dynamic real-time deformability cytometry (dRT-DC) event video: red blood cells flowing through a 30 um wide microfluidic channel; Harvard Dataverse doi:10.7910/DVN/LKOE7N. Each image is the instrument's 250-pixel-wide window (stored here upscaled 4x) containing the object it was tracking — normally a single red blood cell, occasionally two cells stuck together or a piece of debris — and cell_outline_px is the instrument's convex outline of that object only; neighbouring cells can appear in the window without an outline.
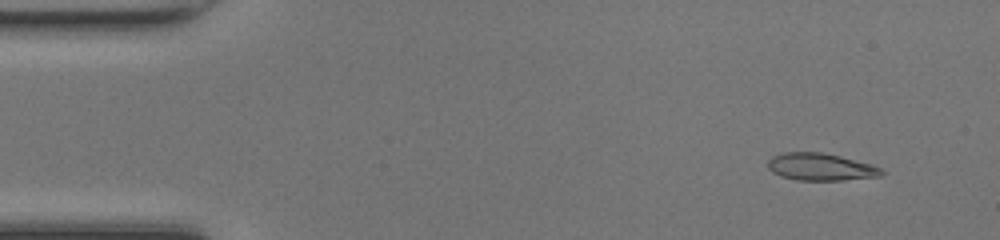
{"species": "common noctule bat (a hibernating species)", "species_latin": "Nyctalus noctula", "temperature_condition": "room temperature", "stored_images_in_passage": 48, "camera_frame_rate_fps": 3000, "um_per_image_px": 0.085, "animal": {"sex": "female", "body_mass_g": 17.0, "forearm_length_mm": 48.0}, "frame": {"image": 1, "passage_image": 4, "time_ms": 1.0, "image_size_px": [1000, 240], "cell_outline_px": [[884, 172], [880, 176], [844, 180], [796, 180], [780, 176], [772, 172], [768, 168], [768, 160], [772, 156], [780, 152], [820, 152], [840, 156], [872, 164], [880, 168]], "centroid_in_image_um": [69.72, 14.18], "position_along_channel_um": 15.3, "area_um2": 18.15}}
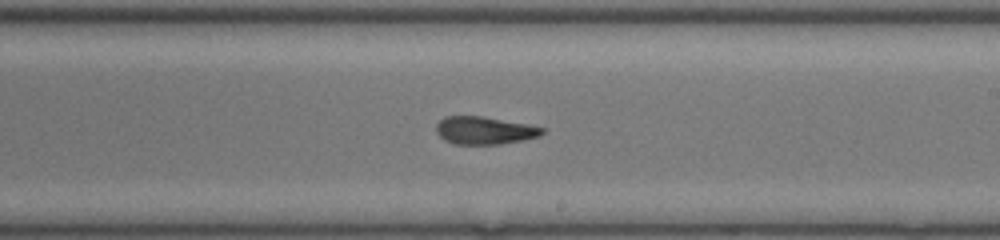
{"frame": {"image": 2, "passage_image": 28, "time_ms": 9.0, "image_size_px": [1000, 240], "cell_outline_px": [[544, 132], [540, 136], [524, 140], [500, 144], [452, 144], [444, 140], [436, 132], [436, 124], [444, 116], [484, 116], [528, 124], [544, 128]], "centroid_in_image_um": [41.17, 11.08], "position_along_channel_um": 247.8, "area_um2": 17.28}}
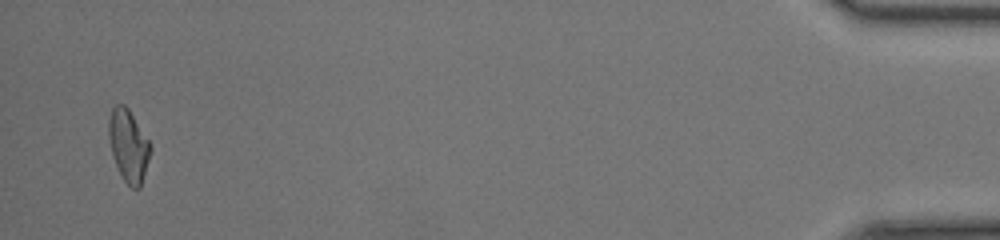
{"frame": {"image": 3, "passage_image": 47, "time_ms": 15.333, "image_size_px": [1000, 240], "cell_outline_px": [[152, 148], [140, 188], [132, 188], [124, 180], [116, 164], [112, 152], [108, 136], [108, 124], [112, 108], [116, 104], [124, 104], [128, 108], [148, 140]], "centroid_in_image_um": [10.92, 12.36], "position_along_channel_um": 424.3, "area_um2": 17.17}, "authors_computed_cell_mechanics": {"area_um2": 17.5134, "velocity_mm_per_s": 4.2604, "shape_relaxation_time_tau1_ms": null, "shape_relaxation_time_tau2_ms": 2.0502, "deformation_change_tau1": null, "deformation_change_tau2": 0.0964}}